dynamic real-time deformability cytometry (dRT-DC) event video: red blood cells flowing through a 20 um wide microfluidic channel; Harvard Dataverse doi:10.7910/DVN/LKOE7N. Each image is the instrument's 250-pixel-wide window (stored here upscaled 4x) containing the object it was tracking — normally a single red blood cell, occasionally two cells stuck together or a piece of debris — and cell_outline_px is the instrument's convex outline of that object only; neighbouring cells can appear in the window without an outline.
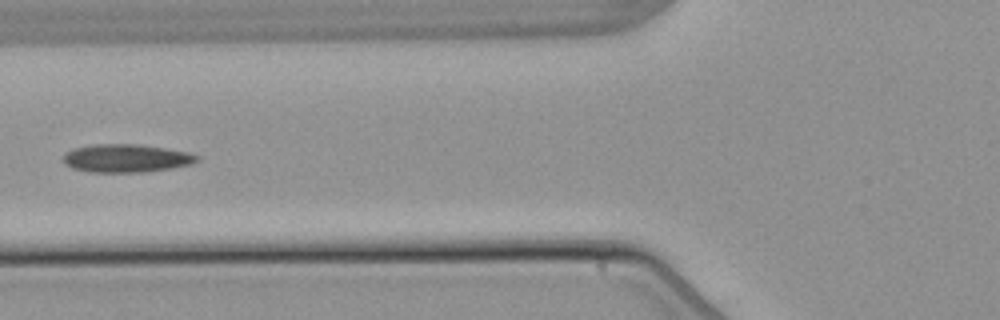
{"species": "common noctule bat (a hibernating species)", "species_latin": "Nyctalus noctula", "temperature_condition": "warm", "stored_images_in_passage": 6, "camera_frame_rate_fps": 3000, "um_per_image_px": 0.085, "animal": {"sex": "male", "body_mass_g": 21.5, "forearm_length_mm": 52.0}, "frame": {"image": 1, "passage_image": 6, "time_ms": 5.667, "image_size_px": [1000, 320], "cell_outline_px": [[200, 160], [192, 164], [172, 168], [144, 172], [88, 172], [72, 168], [64, 164], [64, 152], [72, 148], [92, 144], [136, 144], [164, 148], [188, 152], [200, 156]], "centroid_in_image_um": [10.71, 13.45], "position_along_channel_um": 115.1, "area_um2": 22.14}}